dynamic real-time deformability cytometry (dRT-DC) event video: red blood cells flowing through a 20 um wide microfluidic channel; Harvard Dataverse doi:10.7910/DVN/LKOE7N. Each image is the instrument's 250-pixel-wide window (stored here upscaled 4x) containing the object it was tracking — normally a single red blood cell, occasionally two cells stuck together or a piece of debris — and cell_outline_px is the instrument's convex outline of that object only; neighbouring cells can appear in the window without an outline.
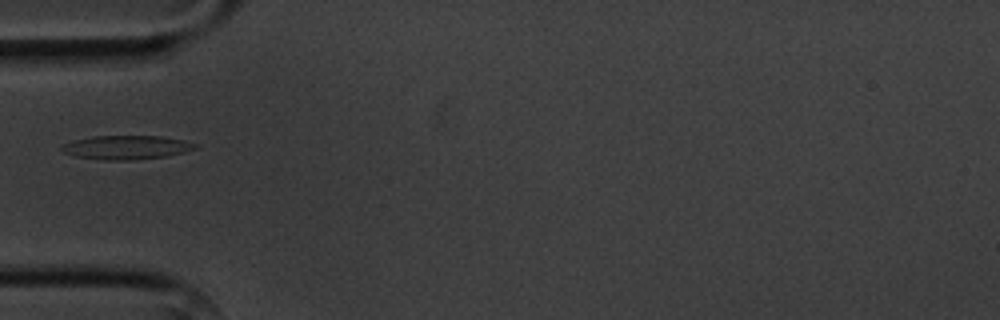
{"species": "common noctule bat (a hibernating species)", "species_latin": "Nyctalus noctula", "temperature_condition": "cold", "stored_images_in_passage": 7, "camera_frame_rate_fps": 3000, "um_per_image_px": 0.085, "animal": {"sex": "male", "body_mass_g": 20.1, "forearm_length_mm": 53.5}, "frame": {"image": 1, "passage_image": 6, "time_ms": 6.0, "image_size_px": [1000, 320], "cell_outline_px": [[200, 144], [196, 148], [184, 152], [168, 156], [132, 160], [104, 160], [76, 156], [64, 152], [60, 148], [60, 144], [72, 140], [92, 136], [160, 136], [184, 140]], "centroid_in_image_um": [10.74, 12.52], "position_along_channel_um": 74.3, "area_um2": 18.73}}